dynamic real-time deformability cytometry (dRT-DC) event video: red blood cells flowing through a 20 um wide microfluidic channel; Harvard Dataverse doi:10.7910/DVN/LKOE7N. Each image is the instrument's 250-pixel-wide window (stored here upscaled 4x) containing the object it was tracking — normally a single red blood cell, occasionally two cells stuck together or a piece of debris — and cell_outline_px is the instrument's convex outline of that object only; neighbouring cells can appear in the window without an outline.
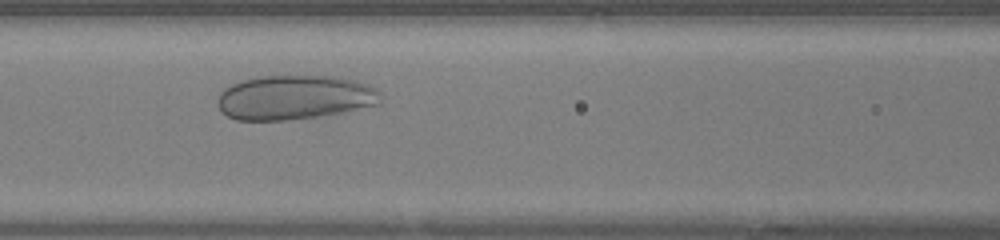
{"species": "human", "species_latin": "Homo sapiens", "temperature_condition": "warm", "stored_images_in_passage": 29, "camera_frame_rate_fps": 3000, "um_per_image_px": 0.085, "donor": {"sex": "female"}, "frame": {"image": 1, "passage_image": 10, "time_ms": 3.0, "image_size_px": [1000, 240], "cell_outline_px": [[380, 104], [340, 112], [316, 116], [284, 120], [236, 120], [220, 112], [216, 104], [216, 100], [220, 92], [224, 88], [232, 84], [244, 80], [260, 76], [340, 76], [356, 80], [368, 84], [380, 92]], "centroid_in_image_um": [25.0, 8.27], "position_along_channel_um": 141.6, "area_um2": 42.25}}
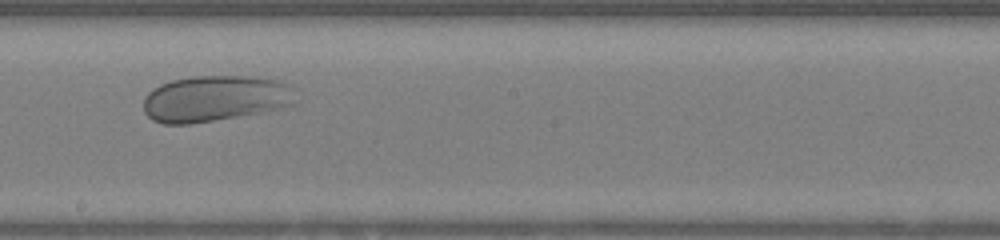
{"frame": {"image": 2, "passage_image": 16, "time_ms": 5.0, "image_size_px": [1000, 240], "cell_outline_px": [[296, 104], [264, 112], [188, 124], [164, 124], [152, 120], [144, 112], [144, 96], [152, 88], [160, 84], [172, 80], [192, 76], [248, 76], [280, 80], [288, 84], [292, 88]], "centroid_in_image_um": [18.27, 8.37], "position_along_channel_um": 229.9, "area_um2": 41.1}}
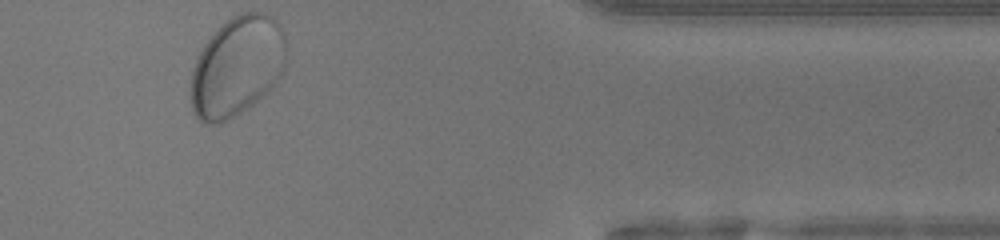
{"frame": {"image": 3, "passage_image": 29, "time_ms": 9.333, "image_size_px": [1000, 240], "cell_outline_px": [[284, 72], [268, 92], [252, 104], [228, 120], [220, 124], [204, 124], [196, 116], [192, 108], [192, 72], [196, 56], [204, 44], [232, 16], [240, 12], [264, 12], [276, 20], [280, 28], [284, 40]], "centroid_in_image_um": [20.14, 5.67], "position_along_channel_um": 391.3, "area_um2": 55.03}}